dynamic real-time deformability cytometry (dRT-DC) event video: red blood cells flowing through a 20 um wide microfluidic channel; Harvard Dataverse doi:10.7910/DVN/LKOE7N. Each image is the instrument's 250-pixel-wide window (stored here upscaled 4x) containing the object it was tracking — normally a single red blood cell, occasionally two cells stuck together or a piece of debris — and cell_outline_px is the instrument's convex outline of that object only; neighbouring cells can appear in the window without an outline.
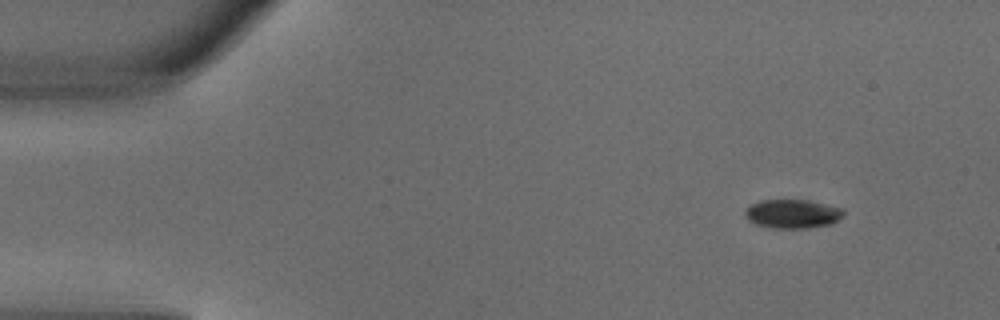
{"species": "common noctule bat (a hibernating species)", "species_latin": "Nyctalus noctula", "temperature_condition": "warm", "stored_images_in_passage": 5, "camera_frame_rate_fps": 3000, "um_per_image_px": 0.085, "animal": {"sex": "male", "body_mass_g": 18.8}, "frame": {"image": 1, "passage_image": 5, "time_ms": 1.333, "image_size_px": [1000, 320], "cell_outline_px": [[844, 216], [832, 224], [808, 228], [772, 228], [756, 224], [748, 220], [744, 216], [744, 212], [752, 204], [760, 200], [808, 200], [844, 208]], "centroid_in_image_um": [67.39, 18.18], "position_along_channel_um": 17.6, "area_um2": 16.7}}